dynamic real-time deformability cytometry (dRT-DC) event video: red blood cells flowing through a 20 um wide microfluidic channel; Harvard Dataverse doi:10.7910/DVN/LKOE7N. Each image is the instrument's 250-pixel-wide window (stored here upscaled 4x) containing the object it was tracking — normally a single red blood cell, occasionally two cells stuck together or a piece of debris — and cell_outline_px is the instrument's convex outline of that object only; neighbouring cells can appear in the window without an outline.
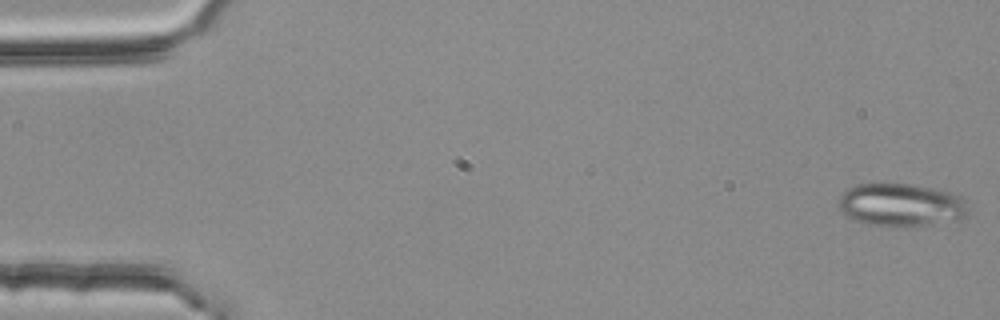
{"species": "common noctule bat (a hibernating species)", "species_latin": "Nyctalus noctula", "temperature_condition": "room temperature", "stored_images_in_passage": 5, "camera_frame_rate_fps": 3000, "um_per_image_px": 0.085, "animal": {"sex": "female", "body_mass_g": 25.1}, "frame": {"image": 1, "passage_image": 1, "time_ms": 0.0, "image_size_px": [1000, 320], "cell_outline_px": [[968, 212], [964, 216], [924, 224], [892, 228], [868, 224], [844, 216], [840, 208], [840, 196], [848, 188], [856, 184], [912, 184], [936, 188], [952, 192], [960, 196], [964, 200]], "centroid_in_image_um": [76.53, 17.4], "position_along_channel_um": 8.5, "area_um2": 32.08}}